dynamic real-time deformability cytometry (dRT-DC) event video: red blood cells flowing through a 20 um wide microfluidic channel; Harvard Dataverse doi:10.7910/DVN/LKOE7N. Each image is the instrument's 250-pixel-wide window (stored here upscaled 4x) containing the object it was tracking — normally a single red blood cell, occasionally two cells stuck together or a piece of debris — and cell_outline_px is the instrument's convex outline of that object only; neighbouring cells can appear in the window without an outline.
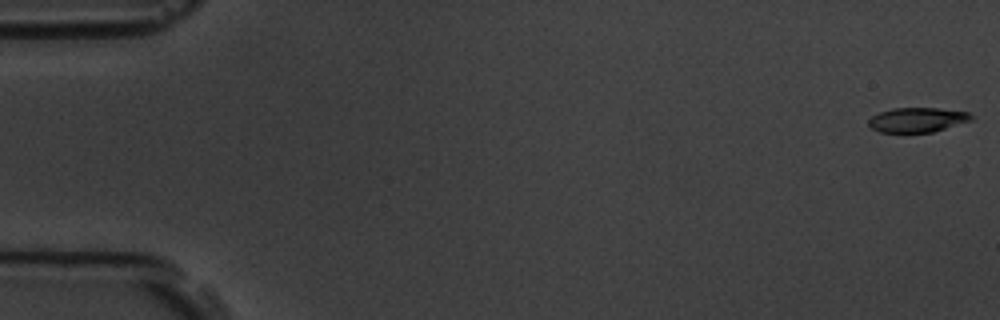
{"species": "common noctule bat (a hibernating species)", "species_latin": "Nyctalus noctula", "temperature_condition": "room temperature", "stored_images_in_passage": 5, "camera_frame_rate_fps": 3000, "um_per_image_px": 0.085, "animal": {"sex": "male", "body_mass_g": 19.5, "forearm_length_mm": 54.6}, "frame": {"image": 1, "passage_image": 1, "time_ms": 0.0, "image_size_px": [1000, 320], "cell_outline_px": [[972, 120], [932, 132], [880, 132], [872, 128], [868, 124], [868, 120], [872, 116], [880, 112], [892, 108], [936, 108], [968, 112], [972, 116]], "centroid_in_image_um": [77.95, 10.18], "position_along_channel_um": 7.1, "area_um2": 14.57}}
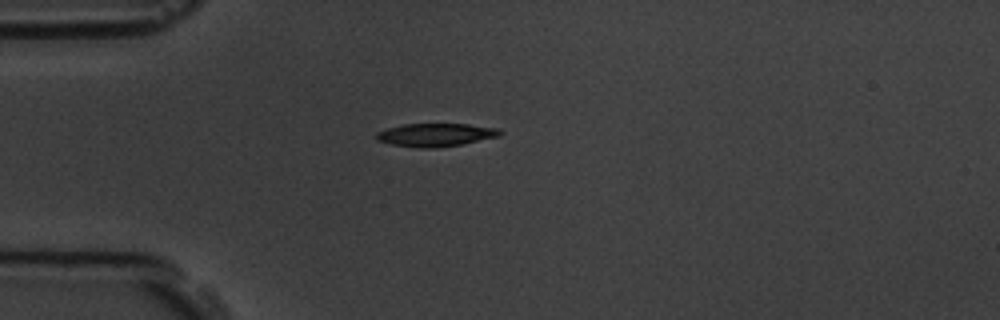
{"frame": {"image": 2, "passage_image": 5, "time_ms": 4.667, "image_size_px": [1000, 320], "cell_outline_px": [[504, 132], [500, 136], [460, 144], [436, 148], [416, 148], [392, 144], [376, 140], [376, 132], [388, 128], [404, 124], [468, 124], [500, 128]], "centroid_in_image_um": [37.05, 11.46], "position_along_channel_um": 47.9, "area_um2": 16.7}}